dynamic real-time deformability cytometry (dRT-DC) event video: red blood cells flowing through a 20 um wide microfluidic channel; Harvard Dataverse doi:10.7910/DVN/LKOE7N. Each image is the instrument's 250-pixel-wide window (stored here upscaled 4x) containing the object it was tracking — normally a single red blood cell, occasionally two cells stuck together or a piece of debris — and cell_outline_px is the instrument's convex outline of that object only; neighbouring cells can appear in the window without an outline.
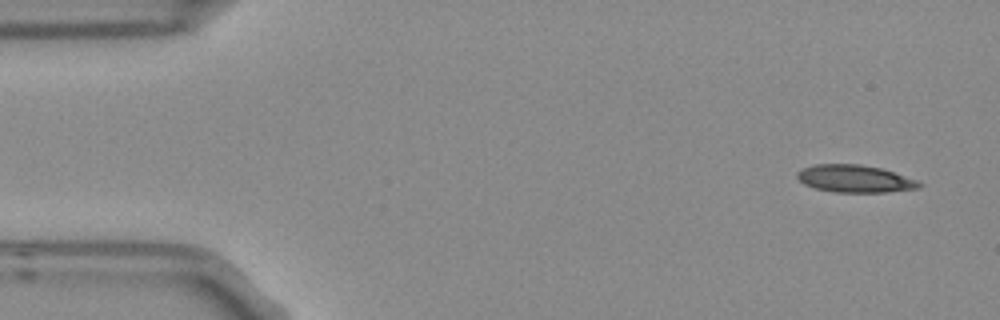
{"species": "Egyptian fruit bat (a non-hibernating species)", "species_latin": "Rousettus aegyptiacus", "temperature_condition": "room temperature", "stored_images_in_passage": 5, "camera_frame_rate_fps": 3000, "um_per_image_px": 0.085, "frame": {"image": 1, "passage_image": 1, "time_ms": 0.0, "image_size_px": [1000, 320], "cell_outline_px": [[924, 184], [920, 188], [884, 192], [836, 192], [816, 188], [804, 184], [796, 176], [796, 172], [804, 168], [816, 164], [860, 164], [880, 168], [916, 180]], "centroid_in_image_um": [72.65, 15.19], "position_along_channel_um": 12.3, "area_um2": 19.25}}